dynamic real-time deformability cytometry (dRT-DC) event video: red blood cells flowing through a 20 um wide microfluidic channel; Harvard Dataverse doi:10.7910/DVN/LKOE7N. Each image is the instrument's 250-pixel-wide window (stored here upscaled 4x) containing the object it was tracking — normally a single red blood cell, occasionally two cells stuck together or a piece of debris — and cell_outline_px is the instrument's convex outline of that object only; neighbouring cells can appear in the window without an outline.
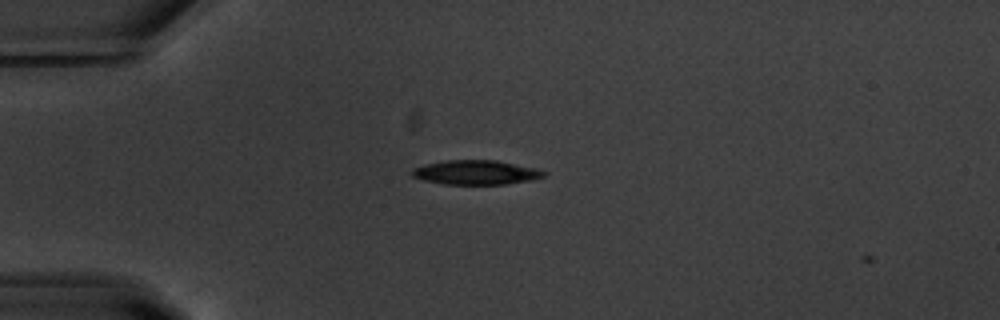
{"species": "common noctule bat (a hibernating species)", "species_latin": "Nyctalus noctula", "temperature_condition": "warm", "stored_images_in_passage": 3, "camera_frame_rate_fps": 3000, "um_per_image_px": 0.085, "animal": {"sex": "male", "body_mass_g": 20.1, "forearm_length_mm": 53.5}, "frame": {"image": 1, "passage_image": 2, "time_ms": 0.333, "image_size_px": [1000, 320], "cell_outline_px": [[548, 172], [544, 176], [532, 180], [504, 184], [444, 184], [424, 180], [412, 176], [412, 168], [424, 164], [444, 160], [496, 160], [536, 168]], "centroid_in_image_um": [40.45, 14.65], "position_along_channel_um": 44.5, "area_um2": 18.73}}